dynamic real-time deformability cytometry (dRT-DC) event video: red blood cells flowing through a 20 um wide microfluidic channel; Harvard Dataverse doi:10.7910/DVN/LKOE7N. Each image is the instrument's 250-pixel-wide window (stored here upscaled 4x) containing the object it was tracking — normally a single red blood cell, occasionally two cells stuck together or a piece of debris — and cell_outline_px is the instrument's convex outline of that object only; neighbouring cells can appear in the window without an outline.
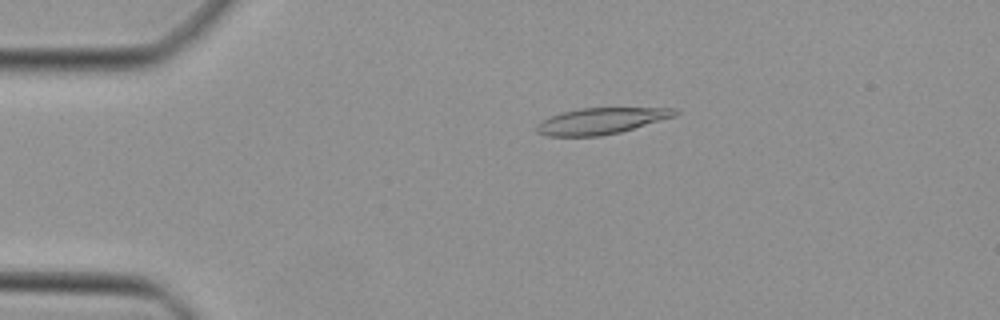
{"species": "Egyptian fruit bat (a non-hibernating species)", "species_latin": "Rousettus aegyptiacus", "temperature_condition": "cold", "stored_images_in_passage": 38, "camera_frame_rate_fps": 3000, "um_per_image_px": 0.085, "animal": {"sex": "female"}, "frame": {"image": 1, "passage_image": 1, "time_ms": 0.0, "image_size_px": [1000, 320], "cell_outline_px": [[680, 112], [676, 116], [620, 132], [600, 136], [548, 136], [536, 132], [536, 124], [540, 120], [564, 112], [580, 108], [676, 108]], "centroid_in_image_um": [51.1, 10.28], "position_along_channel_um": 33.9, "area_um2": 21.1}}
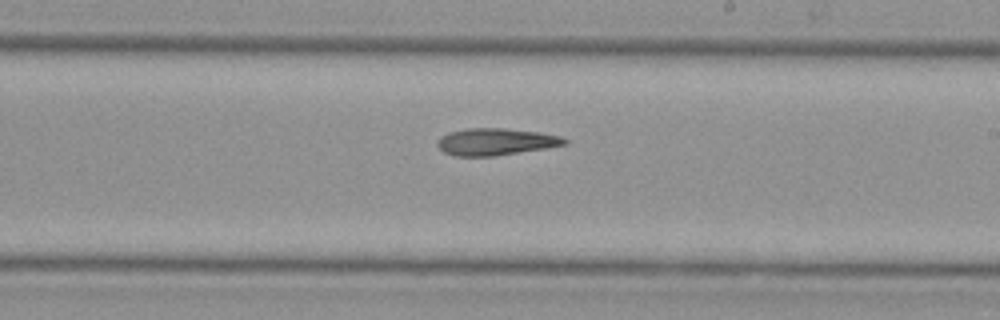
{"frame": {"image": 2, "passage_image": 19, "time_ms": 6.0, "image_size_px": [1000, 320], "cell_outline_px": [[568, 144], [544, 148], [492, 156], [456, 156], [444, 152], [436, 144], [436, 140], [440, 136], [448, 132], [468, 128], [504, 128], [540, 132], [560, 136], [568, 140]], "centroid_in_image_um": [42.1, 12.04], "position_along_channel_um": 246.9, "area_um2": 19.94}}
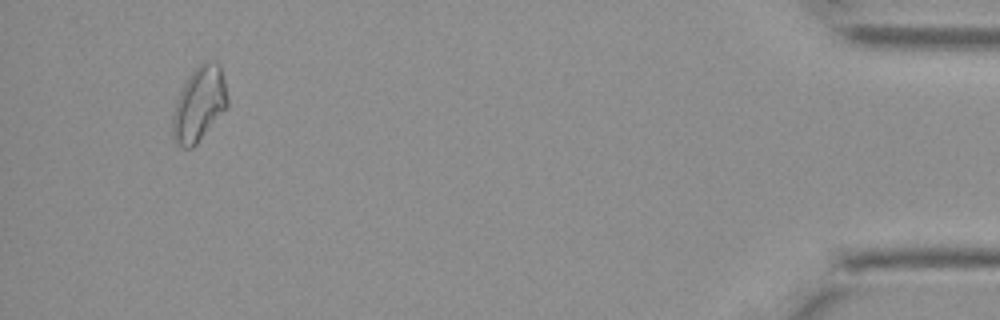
{"frame": {"image": 3, "passage_image": 36, "time_ms": 11.667, "image_size_px": [1000, 320], "cell_outline_px": [[228, 104], [196, 144], [192, 148], [184, 148], [172, 136], [172, 116], [176, 100], [188, 76], [200, 64], [208, 60], [216, 60], [220, 64], [224, 80], [228, 100]], "centroid_in_image_um": [16.92, 8.81], "position_along_channel_um": 418.3, "area_um2": 23.41}}